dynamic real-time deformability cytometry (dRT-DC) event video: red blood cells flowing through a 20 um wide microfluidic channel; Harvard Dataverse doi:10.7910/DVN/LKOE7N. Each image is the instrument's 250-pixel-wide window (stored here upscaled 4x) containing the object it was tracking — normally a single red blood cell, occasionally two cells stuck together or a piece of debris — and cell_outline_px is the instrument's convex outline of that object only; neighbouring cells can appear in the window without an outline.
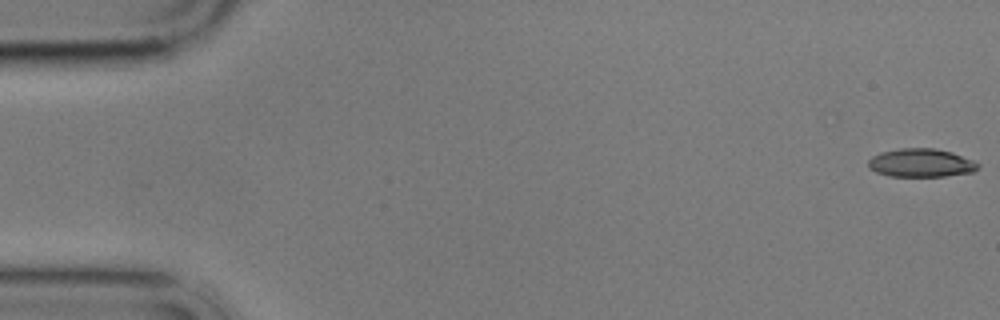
{"species": "common noctule bat (a hibernating species)", "species_latin": "Nyctalus noctula", "temperature_condition": "cold", "stored_images_in_passage": 4, "camera_frame_rate_fps": 3000, "um_per_image_px": 0.085, "animal": {"sex": "male", "body_mass_g": 17.9}, "frame": {"image": 1, "passage_image": 1, "time_ms": 0.0, "image_size_px": [1000, 320], "cell_outline_px": [[980, 168], [972, 172], [944, 176], [888, 176], [876, 172], [868, 168], [868, 160], [872, 156], [880, 152], [900, 148], [932, 148], [952, 152], [972, 160], [980, 164]], "centroid_in_image_um": [78.26, 13.84], "position_along_channel_um": 6.7, "area_um2": 18.21}}
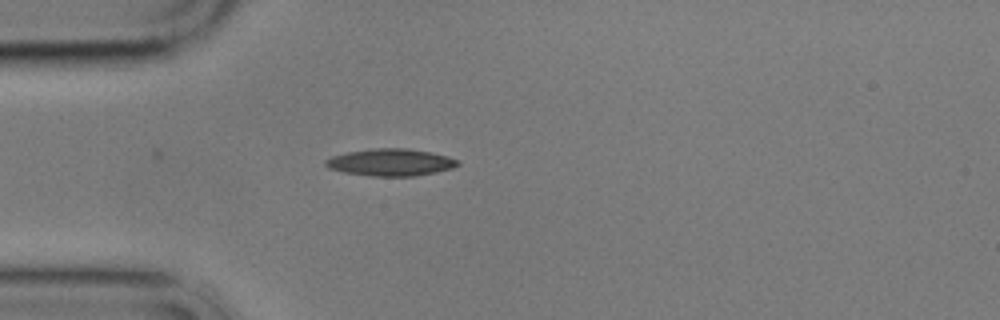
{"frame": {"image": 2, "passage_image": 4, "time_ms": 5.0, "image_size_px": [1000, 320], "cell_outline_px": [[460, 164], [452, 168], [436, 172], [416, 176], [372, 176], [344, 172], [328, 168], [324, 164], [324, 160], [332, 156], [348, 152], [372, 148], [408, 148], [432, 152], [448, 156], [460, 160]], "centroid_in_image_um": [33.23, 13.79], "position_along_channel_um": 51.8, "area_um2": 21.04}}